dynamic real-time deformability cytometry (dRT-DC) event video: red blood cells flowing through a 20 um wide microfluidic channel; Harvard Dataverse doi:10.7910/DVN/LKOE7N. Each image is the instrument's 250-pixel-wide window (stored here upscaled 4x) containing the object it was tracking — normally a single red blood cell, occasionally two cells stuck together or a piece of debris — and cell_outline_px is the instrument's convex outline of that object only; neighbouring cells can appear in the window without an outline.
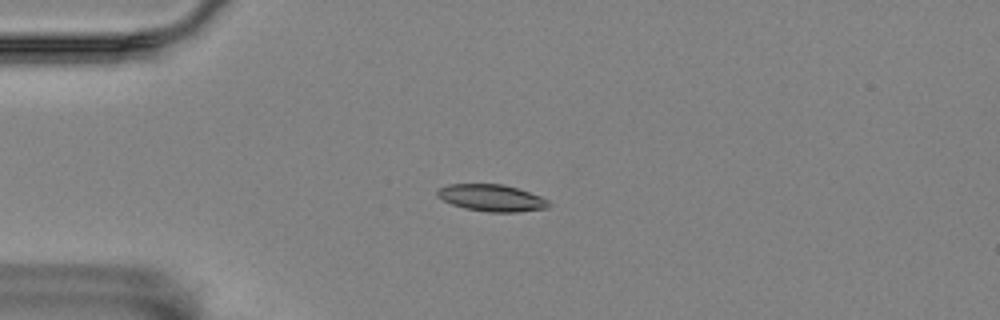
{"species": "Egyptian fruit bat (a non-hibernating species)", "species_latin": "Rousettus aegyptiacus", "temperature_condition": "room temperature", "stored_images_in_passage": 6, "camera_frame_rate_fps": 3000, "um_per_image_px": 0.085, "animal": {"sex": "female"}, "frame": {"image": 1, "passage_image": 3, "time_ms": 0.667, "image_size_px": [1000, 320], "cell_outline_px": [[552, 204], [548, 208], [520, 212], [488, 212], [464, 208], [452, 204], [436, 196], [436, 188], [448, 184], [504, 184], [540, 196], [548, 200]], "centroid_in_image_um": [41.78, 16.82], "position_along_channel_um": 43.2, "area_um2": 17.57}}
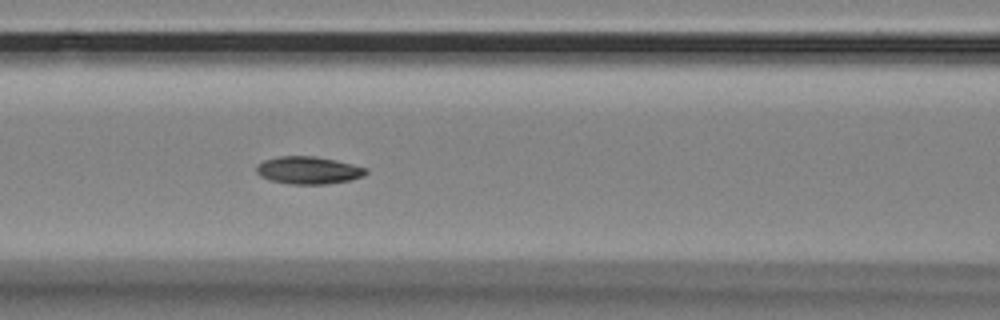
{"frame": {"image": 2, "passage_image": 6, "time_ms": 1.667, "image_size_px": [1000, 320], "cell_outline_px": [[368, 172], [364, 176], [352, 180], [328, 184], [288, 184], [268, 180], [260, 176], [256, 172], [256, 164], [264, 160], [280, 156], [316, 156], [336, 160], [368, 168]], "centroid_in_image_um": [26.22, 14.48], "position_along_channel_um": 140.4, "area_um2": 17.86}}